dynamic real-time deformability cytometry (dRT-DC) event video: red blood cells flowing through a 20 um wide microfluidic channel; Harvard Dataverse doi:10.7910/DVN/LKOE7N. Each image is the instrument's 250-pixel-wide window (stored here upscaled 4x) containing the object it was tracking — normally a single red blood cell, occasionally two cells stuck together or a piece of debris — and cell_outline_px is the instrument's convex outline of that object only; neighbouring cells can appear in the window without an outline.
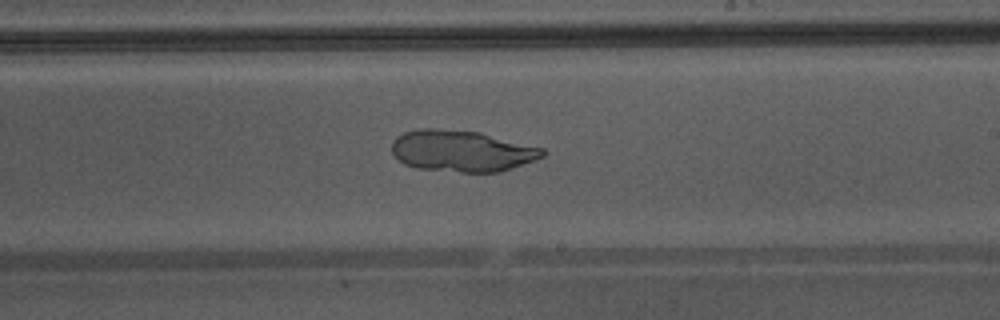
{"species": "Egyptian fruit bat (a non-hibernating species)", "species_latin": "Rousettus aegyptiacus", "temperature_condition": "warm", "stored_images_in_passage": 33, "camera_frame_rate_fps": 3000, "um_per_image_px": 0.085, "animal": {"sex": "male"}, "frame": {"image": 1, "passage_image": 15, "time_ms": 4.667, "image_size_px": [1000, 320], "cell_outline_px": [[548, 152], [544, 156], [536, 160], [500, 172], [460, 172], [416, 168], [404, 164], [392, 152], [392, 140], [396, 136], [404, 132], [416, 128], [436, 128], [480, 132], [544, 148]], "centroid_in_image_um": [39.26, 12.82], "position_along_channel_um": 249.7, "area_um2": 36.7}}